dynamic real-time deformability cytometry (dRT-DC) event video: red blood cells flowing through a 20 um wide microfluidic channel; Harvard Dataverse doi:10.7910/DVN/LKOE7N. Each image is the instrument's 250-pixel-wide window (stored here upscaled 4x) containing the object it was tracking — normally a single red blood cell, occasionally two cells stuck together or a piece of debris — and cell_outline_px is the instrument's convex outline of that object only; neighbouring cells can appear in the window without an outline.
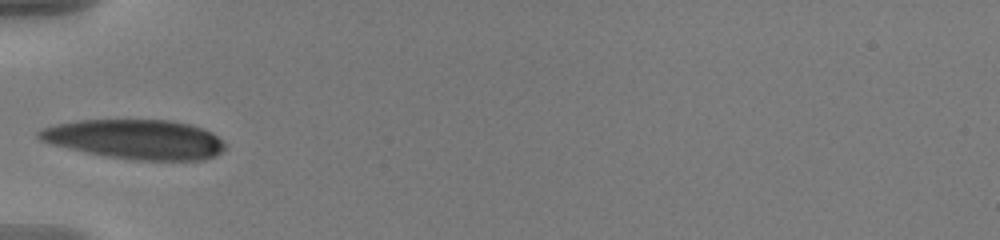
{"species": "human", "species_latin": "Homo sapiens", "temperature_condition": "warm", "stored_images_in_passage": 21, "camera_frame_rate_fps": 3000, "um_per_image_px": 0.085, "donor": {"sex": "male"}, "frame": {"image": 1, "passage_image": 1, "time_ms": 0.0, "image_size_px": [1000, 240], "cell_outline_px": [[228, 148], [216, 156], [204, 160], [136, 160], [108, 156], [88, 152], [52, 144], [40, 140], [36, 136], [36, 132], [44, 128], [56, 124], [76, 120], [172, 120], [188, 124], [212, 132]], "centroid_in_image_um": [11.53, 11.84], "position_along_channel_um": 73.5, "area_um2": 42.71}}
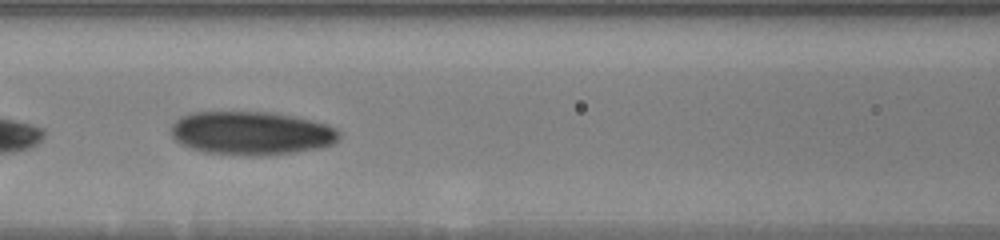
{"frame": {"image": 2, "passage_image": 7, "time_ms": 2.0, "image_size_px": [1000, 240], "cell_outline_px": [[340, 136], [332, 144], [320, 148], [296, 152], [204, 152], [192, 148], [176, 140], [172, 136], [172, 124], [180, 116], [192, 112], [272, 112], [296, 116], [328, 124], [336, 128], [340, 132]], "centroid_in_image_um": [21.4, 11.25], "position_along_channel_um": 145.2, "area_um2": 41.33}}
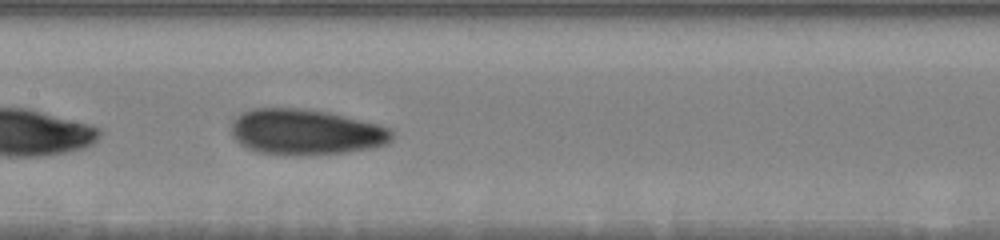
{"frame": {"image": 3, "passage_image": 10, "time_ms": 3.0, "image_size_px": [1000, 240], "cell_outline_px": [[392, 140], [388, 144], [372, 148], [344, 152], [300, 156], [292, 156], [260, 152], [248, 148], [240, 144], [232, 136], [232, 120], [240, 112], [252, 108], [300, 108], [328, 112], [380, 124], [388, 128], [392, 132]], "centroid_in_image_um": [25.97, 11.22], "position_along_channel_um": 181.4, "area_um2": 43.12}}